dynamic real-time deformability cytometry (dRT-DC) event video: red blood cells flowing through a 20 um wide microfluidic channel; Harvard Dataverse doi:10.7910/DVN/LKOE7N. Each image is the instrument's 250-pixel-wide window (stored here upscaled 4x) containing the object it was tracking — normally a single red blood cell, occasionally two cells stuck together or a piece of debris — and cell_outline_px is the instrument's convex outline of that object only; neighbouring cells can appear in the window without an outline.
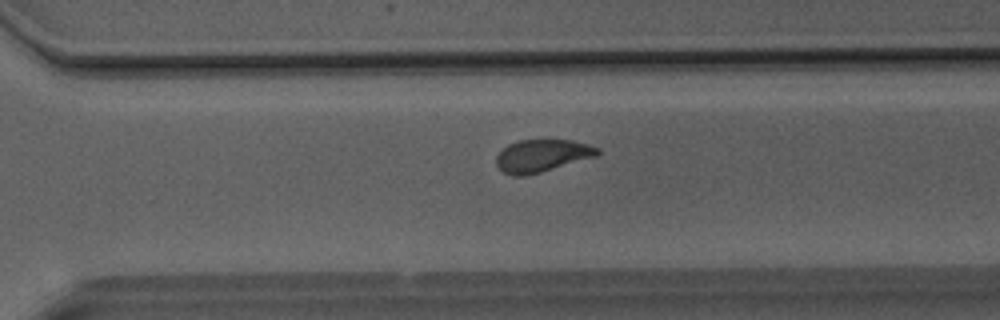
{"species": "Egyptian fruit bat (a non-hibernating species)", "species_latin": "Rousettus aegyptiacus", "temperature_condition": "room temperature", "stored_images_in_passage": 35, "camera_frame_rate_fps": 3000, "um_per_image_px": 0.085, "animal": {"sex": "male"}, "frame": {"image": 1, "passage_image": 30, "time_ms": 9.667, "image_size_px": [1000, 320], "cell_outline_px": [[600, 152], [596, 156], [540, 172], [520, 176], [512, 176], [504, 172], [496, 164], [496, 156], [508, 144], [520, 140], [572, 140], [588, 144], [600, 148]], "centroid_in_image_um": [46.07, 13.22], "position_along_channel_um": 324.5, "area_um2": 18.9}}